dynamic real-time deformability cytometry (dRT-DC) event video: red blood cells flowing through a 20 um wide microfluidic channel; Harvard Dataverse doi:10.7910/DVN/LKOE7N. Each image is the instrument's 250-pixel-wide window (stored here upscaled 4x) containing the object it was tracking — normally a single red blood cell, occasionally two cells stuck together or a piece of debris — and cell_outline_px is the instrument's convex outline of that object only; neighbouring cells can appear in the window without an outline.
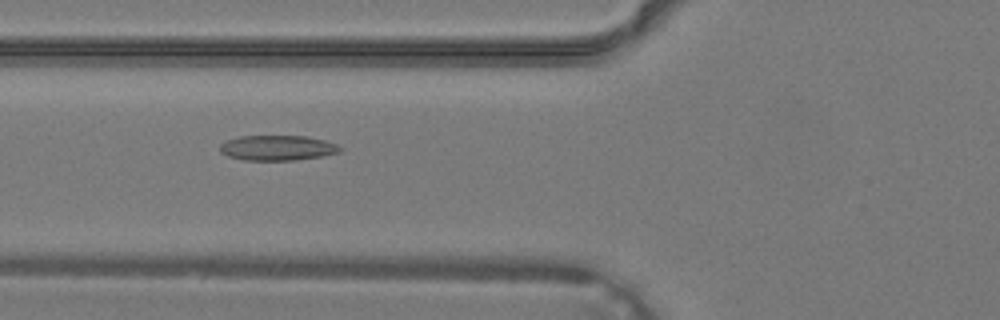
{"species": "common noctule bat (a hibernating species)", "species_latin": "Nyctalus noctula", "temperature_condition": "warm", "stored_images_in_passage": 30, "camera_frame_rate_fps": 3000, "um_per_image_px": 0.085, "animal": {"sex": "male", "body_mass_g": 19.2, "forearm_length_mm": 51.8}, "frame": {"image": 1, "passage_image": 6, "time_ms": 1.667, "image_size_px": [1000, 320], "cell_outline_px": [[344, 148], [340, 152], [324, 156], [296, 160], [244, 160], [228, 156], [220, 152], [220, 144], [228, 140], [240, 136], [308, 136], [324, 140], [336, 144]], "centroid_in_image_um": [23.62, 12.57], "position_along_channel_um": 102.2, "area_um2": 17.69}}
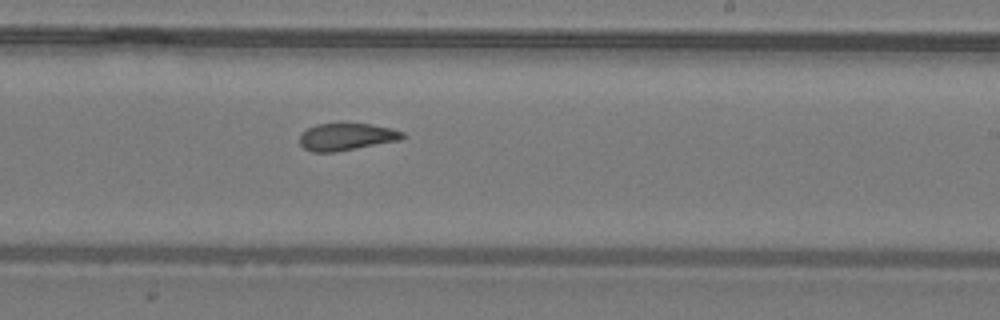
{"frame": {"image": 2, "passage_image": 15, "time_ms": 4.667, "image_size_px": [1000, 320], "cell_outline_px": [[408, 136], [400, 140], [332, 152], [312, 152], [304, 148], [300, 144], [300, 132], [316, 124], [372, 124], [392, 128], [404, 132]], "centroid_in_image_um": [29.46, 11.62], "position_along_channel_um": 259.5, "area_um2": 16.24}}
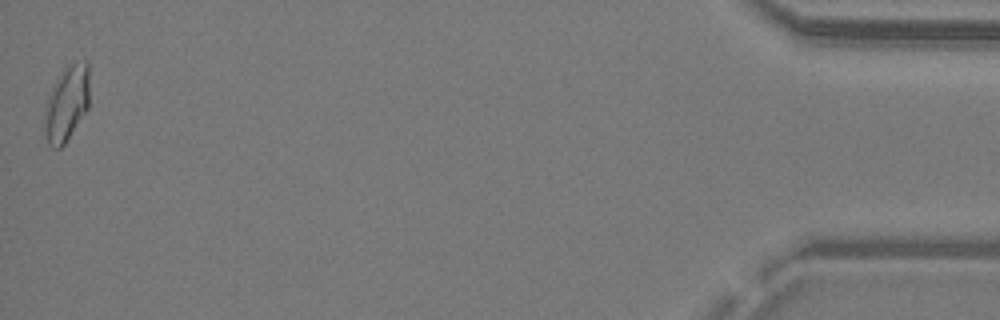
{"frame": {"image": 3, "passage_image": 30, "time_ms": 9.667, "image_size_px": [1000, 320], "cell_outline_px": [[88, 108], [64, 144], [60, 148], [52, 148], [48, 144], [44, 128], [44, 112], [48, 96], [60, 72], [68, 64], [84, 60], [88, 60]], "centroid_in_image_um": [5.65, 8.78], "position_along_channel_um": 429.5, "area_um2": 19.65}}